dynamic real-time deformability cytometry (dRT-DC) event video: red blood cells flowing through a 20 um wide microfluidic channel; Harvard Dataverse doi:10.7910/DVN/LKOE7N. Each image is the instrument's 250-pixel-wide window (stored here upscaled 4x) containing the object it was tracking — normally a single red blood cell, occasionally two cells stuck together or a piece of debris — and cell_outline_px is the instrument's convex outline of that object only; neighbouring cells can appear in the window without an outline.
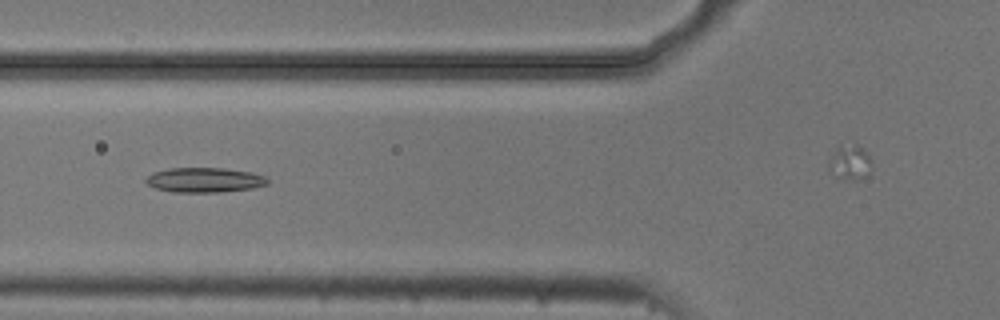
{"species": "common noctule bat (a hibernating species)", "species_latin": "Nyctalus noctula", "temperature_condition": "cold", "stored_images_in_passage": 9, "camera_frame_rate_fps": 3000, "um_per_image_px": 0.085, "animal": {"sex": "male", "body_mass_g": 20.5, "forearm_length_mm": 52.5}, "frame": {"image": 1, "passage_image": 3, "time_ms": 0.667, "image_size_px": [1000, 320], "cell_outline_px": [[268, 184], [252, 188], [220, 192], [172, 192], [156, 188], [148, 184], [144, 180], [152, 172], [172, 168], [224, 168], [252, 172], [264, 176], [268, 180]], "centroid_in_image_um": [17.38, 15.29], "position_along_channel_um": 108.4, "area_um2": 17.51}}
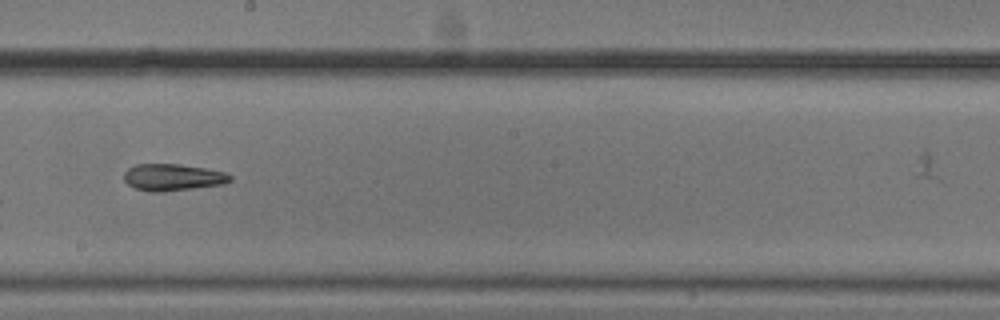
{"frame": {"image": 2, "passage_image": 6, "time_ms": 1.667, "image_size_px": [1000, 320], "cell_outline_px": [[232, 180], [224, 184], [164, 192], [152, 192], [136, 188], [128, 184], [124, 180], [124, 172], [128, 168], [136, 164], [180, 164], [204, 168], [224, 172], [232, 176]], "centroid_in_image_um": [14.68, 15.07], "position_along_channel_um": 233.5, "area_um2": 16.59}}
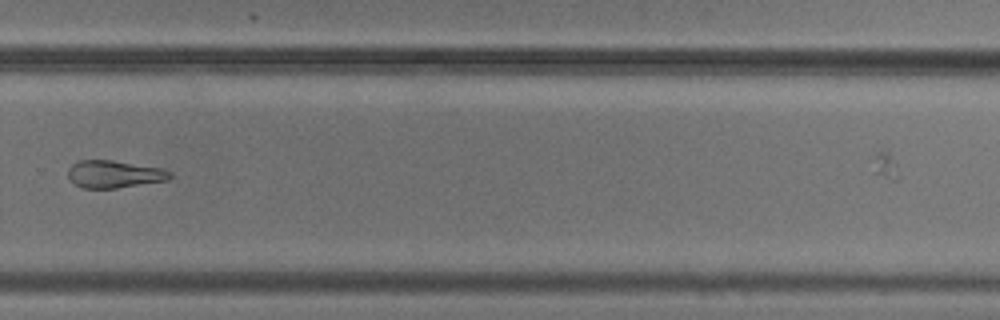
{"frame": {"image": 3, "passage_image": 8, "time_ms": 2.333, "image_size_px": [1000, 320], "cell_outline_px": [[172, 176], [168, 180], [116, 188], [84, 188], [76, 184], [68, 176], [68, 168], [72, 164], [80, 160], [112, 160], [160, 168], [172, 172]], "centroid_in_image_um": [9.71, 14.8], "position_along_channel_um": 320.1, "area_um2": 16.13}}